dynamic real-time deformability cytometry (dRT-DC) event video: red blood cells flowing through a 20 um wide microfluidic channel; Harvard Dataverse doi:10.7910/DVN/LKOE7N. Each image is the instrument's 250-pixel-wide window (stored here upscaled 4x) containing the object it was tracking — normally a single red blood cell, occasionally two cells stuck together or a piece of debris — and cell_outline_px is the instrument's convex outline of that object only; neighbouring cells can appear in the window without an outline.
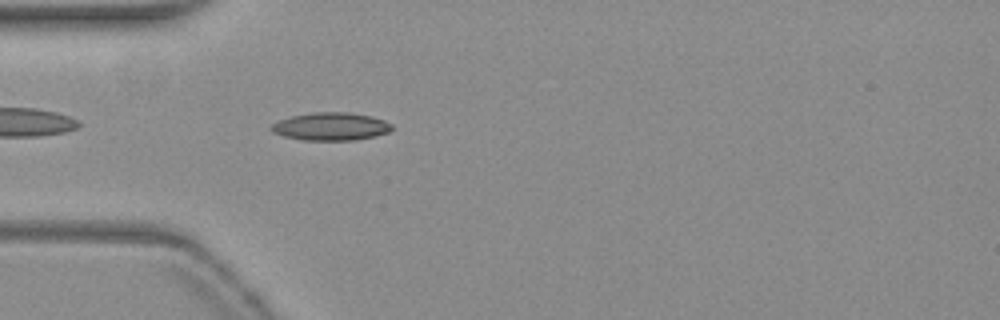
{"species": "common noctule bat (a hibernating species)", "species_latin": "Nyctalus noctula", "temperature_condition": "warm", "stored_images_in_passage": 33, "camera_frame_rate_fps": 3000, "um_per_image_px": 0.085, "animal": {"sex": "female", "body_mass_g": 19.3, "forearm_length_mm": 54.1}, "frame": {"image": 1, "passage_image": 2, "time_ms": 0.333, "image_size_px": [1000, 320], "cell_outline_px": [[392, 128], [388, 132], [372, 136], [352, 140], [304, 140], [284, 136], [272, 132], [268, 128], [272, 124], [280, 120], [292, 116], [312, 112], [348, 112], [372, 116], [384, 120], [392, 124]], "centroid_in_image_um": [28.1, 10.74], "position_along_channel_um": 56.9, "area_um2": 19.48}}
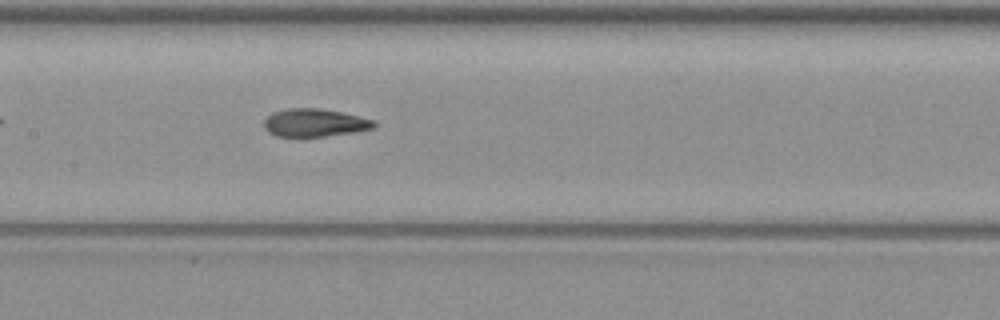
{"frame": {"image": 2, "passage_image": 12, "time_ms": 3.667, "image_size_px": [1000, 320], "cell_outline_px": [[376, 124], [372, 128], [352, 132], [324, 136], [276, 136], [268, 132], [264, 128], [264, 120], [272, 112], [288, 108], [320, 108], [340, 112], [372, 120]], "centroid_in_image_um": [26.67, 10.42], "position_along_channel_um": 180.7, "area_um2": 17.57}}
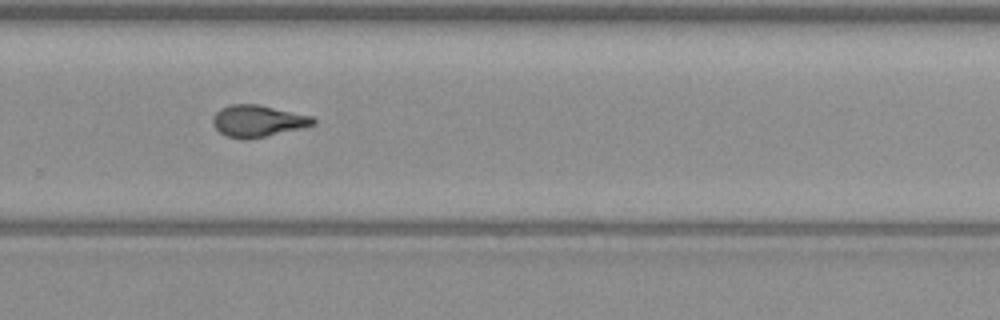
{"frame": {"image": 3, "passage_image": 22, "time_ms": 7.0, "image_size_px": [1000, 320], "cell_outline_px": [[316, 124], [300, 128], [264, 136], [244, 140], [228, 136], [220, 132], [212, 124], [212, 120], [216, 112], [220, 108], [232, 104], [256, 104], [312, 116], [316, 120]], "centroid_in_image_um": [21.89, 10.28], "position_along_channel_um": 307.9, "area_um2": 18.26}, "authors_computed_cell_mechanics": {"area_um2": 18.2648, "velocity_mm_per_s": 3.833, "shape_relaxation_time_tau1_ms": 11.2414, "shape_relaxation_time_tau2_ms": 1.797, "deformation_change_tau1": 0.2686, "deformation_change_tau2": 0.08}}